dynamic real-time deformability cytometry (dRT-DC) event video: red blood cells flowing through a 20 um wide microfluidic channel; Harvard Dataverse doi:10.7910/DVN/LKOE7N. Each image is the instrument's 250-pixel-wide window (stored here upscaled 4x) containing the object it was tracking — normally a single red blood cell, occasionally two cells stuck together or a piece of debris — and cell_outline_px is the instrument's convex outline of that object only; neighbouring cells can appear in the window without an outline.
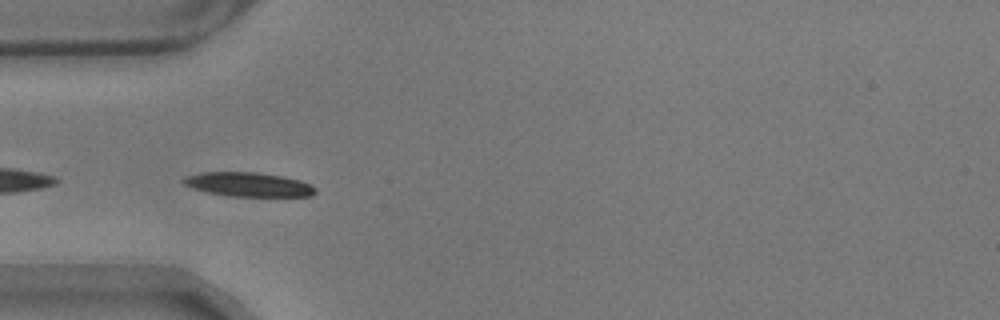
{"species": "common noctule bat (a hibernating species)", "species_latin": "Nyctalus noctula", "temperature_condition": "warm", "stored_images_in_passage": 42, "camera_frame_rate_fps": 3000, "um_per_image_px": 0.085, "animal": {"sex": "male", "body_mass_g": 17.9}, "frame": {"image": 1, "passage_image": 2, "time_ms": 0.333, "image_size_px": [1000, 320], "cell_outline_px": [[316, 192], [312, 196], [228, 196], [208, 192], [192, 188], [184, 184], [180, 180], [184, 176], [200, 172], [256, 172], [280, 176], [300, 180], [316, 188]], "centroid_in_image_um": [21.06, 15.67], "position_along_channel_um": 63.9, "area_um2": 18.55}}
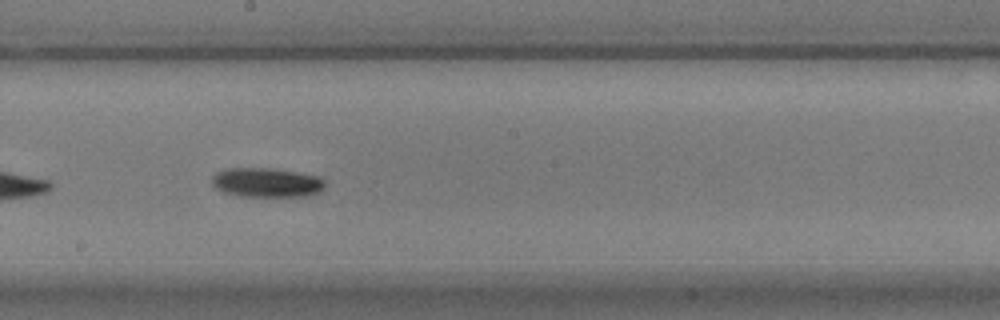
{"frame": {"image": 2, "passage_image": 16, "time_ms": 5.0, "image_size_px": [1000, 320], "cell_outline_px": [[324, 188], [320, 192], [308, 196], [240, 196], [224, 192], [216, 188], [212, 184], [212, 176], [216, 172], [224, 168], [272, 168], [296, 172], [316, 176], [324, 180]], "centroid_in_image_um": [22.64, 15.51], "position_along_channel_um": 225.6, "area_um2": 19.36}}
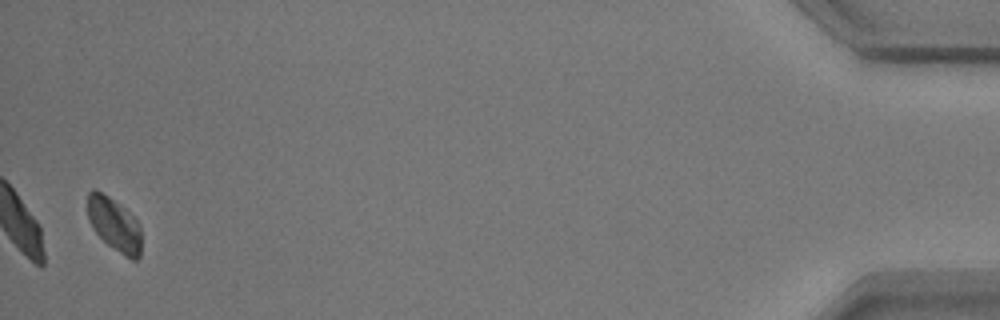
{"frame": {"image": 3, "passage_image": 41, "time_ms": 13.333, "image_size_px": [1000, 320], "cell_outline_px": [[140, 256], [136, 260], [132, 260], [108, 244], [92, 228], [88, 220], [88, 192], [92, 188], [108, 196], [120, 204], [136, 220], [140, 228]], "centroid_in_image_um": [9.7, 19.06], "position_along_channel_um": 425.5, "area_um2": 16.42}, "authors_computed_cell_mechanics": {"area_um2": 17.629, "velocity_mm_per_s": 3.4671, "shape_relaxation_time_tau1_ms": 8.1331, "shape_relaxation_time_tau2_ms": null, "deformation_change_tau1": 0.2027, "deformation_change_tau2": null}}